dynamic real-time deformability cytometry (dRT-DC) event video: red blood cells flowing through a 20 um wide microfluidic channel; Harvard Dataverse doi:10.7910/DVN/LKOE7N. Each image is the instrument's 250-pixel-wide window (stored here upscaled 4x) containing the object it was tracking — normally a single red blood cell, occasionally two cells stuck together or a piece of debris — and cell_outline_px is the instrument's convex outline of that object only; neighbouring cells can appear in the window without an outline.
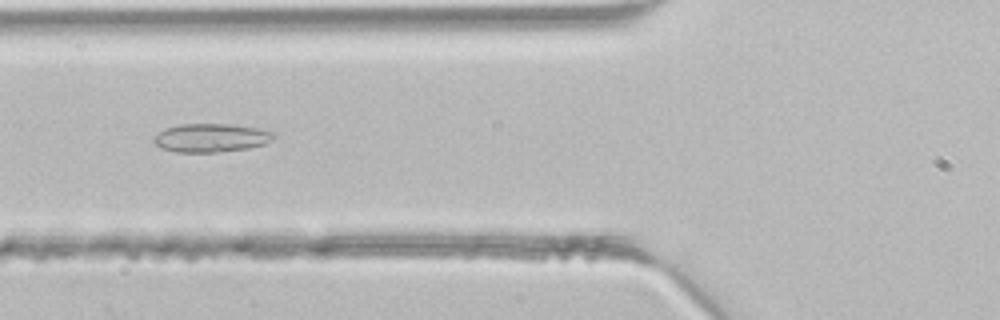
{"species": "common noctule bat (a hibernating species)", "species_latin": "Nyctalus noctula", "temperature_condition": "room temperature", "stored_images_in_passage": 36, "segment_of_instrument_passage": [1, 2], "camera_frame_rate_fps": 3000, "um_per_image_px": 0.085, "animal": {"sex": "male", "body_mass_g": 21.5, "forearm_length_mm": 52.0}, "frame": {"image": 1, "passage_image": 9, "time_ms": 2.667, "image_size_px": [1000, 320], "cell_outline_px": [[276, 136], [272, 140], [264, 144], [248, 148], [216, 152], [176, 152], [164, 148], [156, 144], [152, 140], [160, 132], [168, 128], [180, 124], [232, 124], [256, 128], [276, 132]], "centroid_in_image_um": [18.0, 11.71], "position_along_channel_um": 107.8, "area_um2": 19.71}}
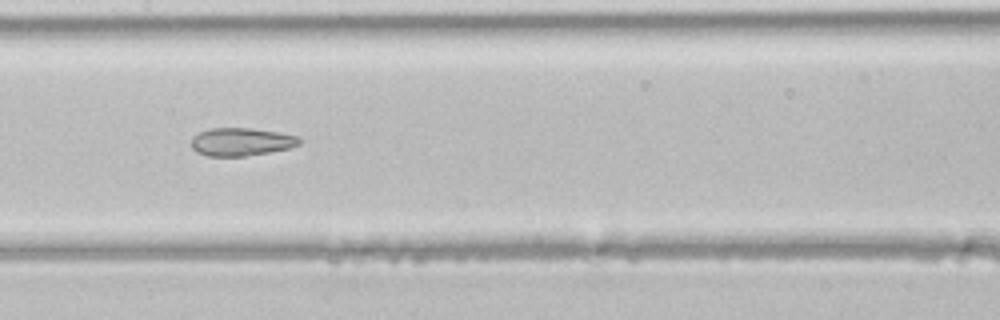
{"frame": {"image": 2, "passage_image": 14, "time_ms": 4.333, "image_size_px": [1000, 320], "cell_outline_px": [[300, 144], [292, 148], [244, 156], [208, 156], [196, 152], [192, 148], [192, 136], [208, 128], [248, 128], [276, 132], [300, 136]], "centroid_in_image_um": [20.5, 12.05], "position_along_channel_um": 186.9, "area_um2": 17.63}}
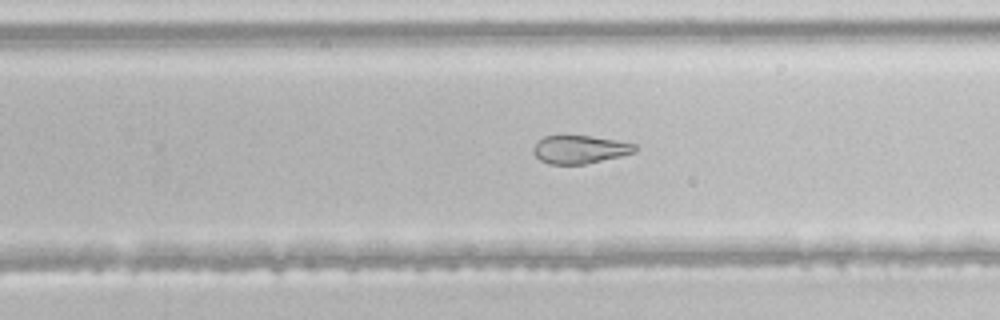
{"frame": {"image": 3, "passage_image": 20, "time_ms": 6.333, "image_size_px": [1000, 320], "cell_outline_px": [[636, 152], [620, 156], [584, 164], [548, 164], [540, 160], [532, 152], [532, 148], [536, 140], [544, 136], [592, 136], [616, 140], [636, 144]], "centroid_in_image_um": [49.24, 12.7], "position_along_channel_um": 280.6, "area_um2": 16.7}}